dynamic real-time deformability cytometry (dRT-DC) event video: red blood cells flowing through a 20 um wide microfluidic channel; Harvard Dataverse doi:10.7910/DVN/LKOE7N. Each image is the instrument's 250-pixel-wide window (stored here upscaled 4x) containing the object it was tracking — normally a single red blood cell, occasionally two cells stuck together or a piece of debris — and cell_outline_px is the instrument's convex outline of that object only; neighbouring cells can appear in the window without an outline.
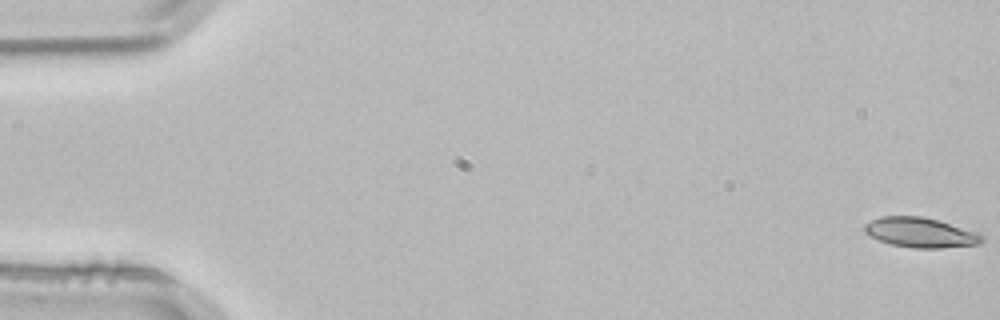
{"species": "common noctule bat (a hibernating species)", "species_latin": "Nyctalus noctula", "temperature_condition": "room temperature", "stored_images_in_passage": 4, "camera_frame_rate_fps": 3000, "um_per_image_px": 0.085, "animal": {"sex": "male", "body_mass_g": 21.5, "forearm_length_mm": 52.0}, "frame": {"image": 1, "passage_image": 1, "time_ms": 0.0, "image_size_px": [1000, 320], "cell_outline_px": [[984, 240], [976, 244], [940, 248], [912, 248], [892, 244], [880, 240], [864, 232], [864, 224], [880, 216], [924, 216], [940, 220], [980, 232], [984, 236]], "centroid_in_image_um": [78.28, 19.75], "position_along_channel_um": 6.7, "area_um2": 20.58}}